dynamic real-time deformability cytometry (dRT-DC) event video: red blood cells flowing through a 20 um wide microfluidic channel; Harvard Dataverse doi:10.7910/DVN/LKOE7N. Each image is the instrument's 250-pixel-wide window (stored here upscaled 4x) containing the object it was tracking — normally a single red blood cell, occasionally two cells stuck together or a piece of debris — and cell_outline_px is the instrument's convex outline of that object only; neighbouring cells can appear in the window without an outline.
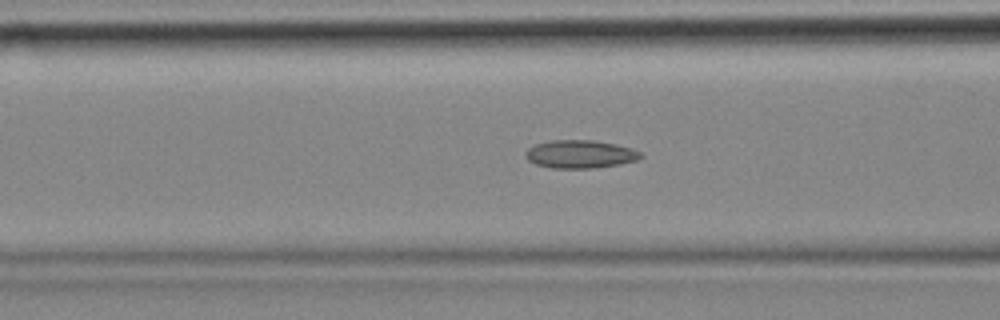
{"species": "common noctule bat (a hibernating species)", "species_latin": "Nyctalus noctula", "temperature_condition": "cold", "stored_images_in_passage": 57, "camera_frame_rate_fps": 3000, "um_per_image_px": 0.085, "animal": {"sex": "female", "body_mass_g": 18.4}, "frame": {"image": 1, "passage_image": 22, "time_ms": 7.0, "image_size_px": [1000, 320], "cell_outline_px": [[644, 156], [636, 160], [620, 164], [596, 168], [552, 168], [536, 164], [528, 160], [524, 156], [524, 152], [528, 148], [536, 144], [552, 140], [592, 140], [616, 144], [632, 148], [640, 152]], "centroid_in_image_um": [49.31, 13.1], "position_along_channel_um": 117.3, "area_um2": 18.9}}
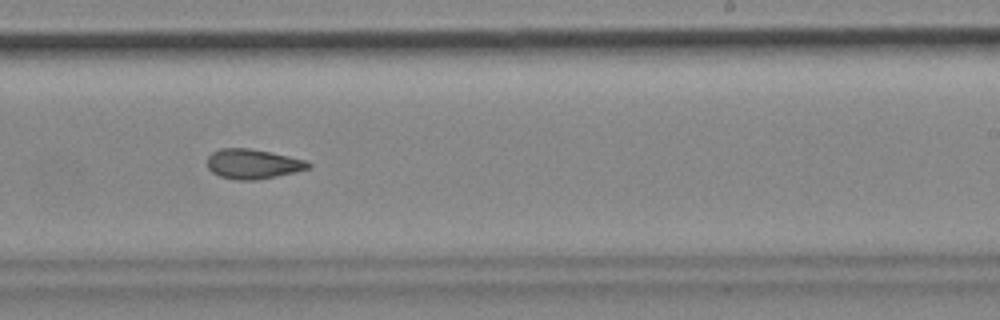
{"frame": {"image": 2, "passage_image": 35, "time_ms": 11.333, "image_size_px": [1000, 320], "cell_outline_px": [[312, 168], [296, 172], [256, 180], [236, 180], [220, 176], [212, 172], [208, 168], [208, 156], [212, 152], [220, 148], [248, 148], [308, 160], [312, 164]], "centroid_in_image_um": [21.52, 13.94], "position_along_channel_um": 267.5, "area_um2": 17.57}}
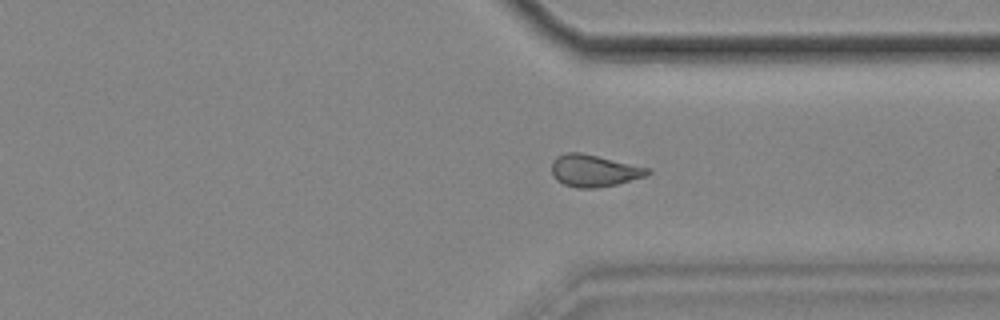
{"frame": {"image": 3, "passage_image": 43, "time_ms": 14.0, "image_size_px": [1000, 320], "cell_outline_px": [[652, 172], [648, 176], [600, 188], [576, 188], [564, 184], [556, 180], [552, 176], [552, 160], [556, 156], [564, 152], [580, 152], [648, 168]], "centroid_in_image_um": [50.46, 14.51], "position_along_channel_um": 360.9, "area_um2": 17.98}, "authors_computed_cell_mechanics": {"area_um2": 18.0336, "velocity_mm_per_s": 3.4741, "shape_relaxation_time_tau1_ms": null, "shape_relaxation_time_tau2_ms": 3.5535, "deformation_change_tau1": null, "deformation_change_tau2": 0.1048}}